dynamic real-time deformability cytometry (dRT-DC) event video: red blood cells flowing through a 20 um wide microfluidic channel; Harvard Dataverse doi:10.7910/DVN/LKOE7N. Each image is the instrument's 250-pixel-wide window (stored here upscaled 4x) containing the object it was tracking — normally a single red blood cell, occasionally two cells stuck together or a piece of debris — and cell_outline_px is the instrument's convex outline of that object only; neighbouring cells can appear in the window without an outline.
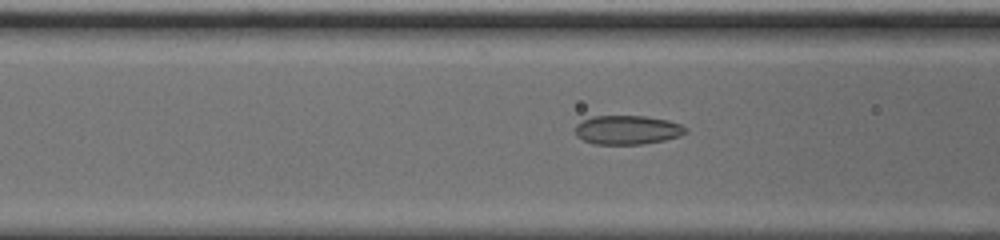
{"species": "common noctule bat (a hibernating species)", "species_latin": "Nyctalus noctula", "temperature_condition": "cold", "stored_images_in_passage": 53, "camera_frame_rate_fps": 3000, "um_per_image_px": 0.085, "animal": {"sex": "male", "body_mass_g": 20.0, "forearm_length_mm": 53.3}, "frame": {"image": 1, "passage_image": 19, "time_ms": 6.0, "image_size_px": [1000, 240], "cell_outline_px": [[688, 132], [680, 136], [664, 140], [644, 144], [592, 144], [576, 136], [576, 124], [592, 116], [644, 116], [668, 120], [680, 124], [688, 128]], "centroid_in_image_um": [53.35, 11.04], "position_along_channel_um": 113.2, "area_um2": 18.73}}
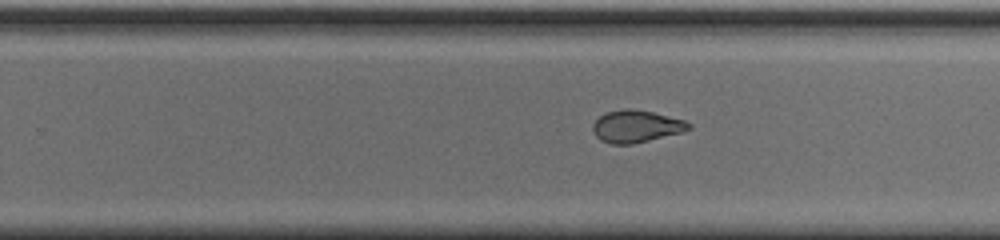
{"frame": {"image": 2, "passage_image": 32, "time_ms": 10.333, "image_size_px": [1000, 240], "cell_outline_px": [[692, 128], [680, 132], [632, 144], [612, 144], [600, 140], [596, 136], [592, 128], [592, 124], [604, 112], [624, 108], [628, 108], [652, 112], [684, 120], [692, 124]], "centroid_in_image_um": [54.04, 10.73], "position_along_channel_um": 275.8, "area_um2": 17.86}}
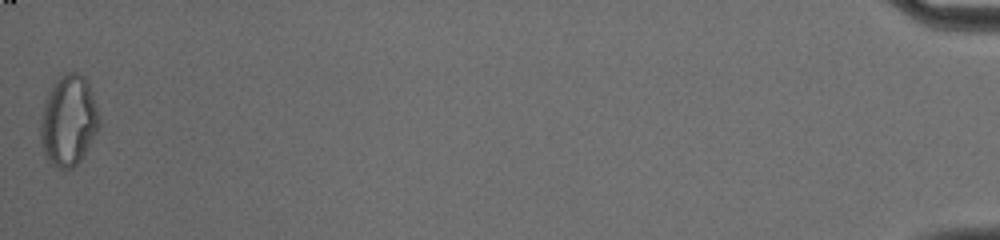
{"frame": {"image": 3, "passage_image": 53, "time_ms": 17.333, "image_size_px": [1000, 240], "cell_outline_px": [[100, 124], [96, 132], [80, 160], [72, 168], [60, 168], [48, 164], [44, 156], [40, 144], [40, 120], [44, 100], [48, 92], [56, 80], [60, 76], [68, 72], [80, 72], [88, 80], [100, 116]], "centroid_in_image_um": [5.8, 10.24], "position_along_channel_um": 429.4, "area_um2": 31.39}, "authors_computed_cell_mechanics": {"area_um2": 19.5942, "velocity_mm_per_s": 3.7574, "shape_relaxation_time_tau1_ms": null, "shape_relaxation_time_tau2_ms": 1.6558, "deformation_change_tau1": null, "deformation_change_tau2": 0.0738}}